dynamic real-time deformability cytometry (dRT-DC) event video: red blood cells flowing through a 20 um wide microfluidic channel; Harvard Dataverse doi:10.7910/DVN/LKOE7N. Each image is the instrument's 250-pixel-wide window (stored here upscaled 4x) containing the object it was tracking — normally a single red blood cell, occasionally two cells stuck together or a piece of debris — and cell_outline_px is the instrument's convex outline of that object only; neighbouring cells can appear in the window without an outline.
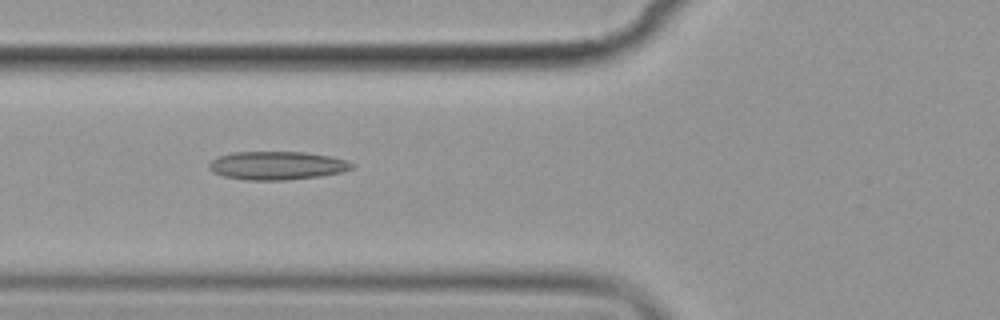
{"species": "common noctule bat (a hibernating species)", "species_latin": "Nyctalus noctula", "temperature_condition": "cold", "stored_images_in_passage": 14, "camera_frame_rate_fps": 3000, "um_per_image_px": 0.085, "animal": {"sex": "female", "body_mass_g": 19.9}, "frame": {"image": 1, "passage_image": 5, "time_ms": 5.333, "image_size_px": [1000, 320], "cell_outline_px": [[356, 164], [352, 168], [340, 172], [320, 176], [284, 180], [244, 180], [224, 176], [212, 172], [208, 168], [208, 164], [212, 160], [220, 156], [232, 152], [304, 152], [328, 156], [344, 160]], "centroid_in_image_um": [23.5, 14.07], "position_along_channel_um": 102.3, "area_um2": 23.47}}
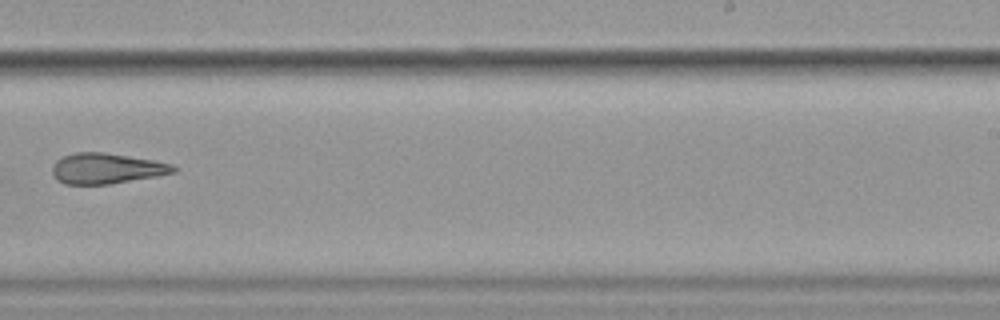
{"frame": {"image": 2, "passage_image": 9, "time_ms": 10.333, "image_size_px": [1000, 320], "cell_outline_px": [[176, 172], [156, 176], [108, 184], [64, 184], [56, 180], [52, 176], [52, 164], [56, 160], [64, 156], [76, 152], [104, 152], [152, 160], [172, 164], [176, 168]], "centroid_in_image_um": [8.99, 14.32], "position_along_channel_um": 280.0, "area_um2": 21.5}}
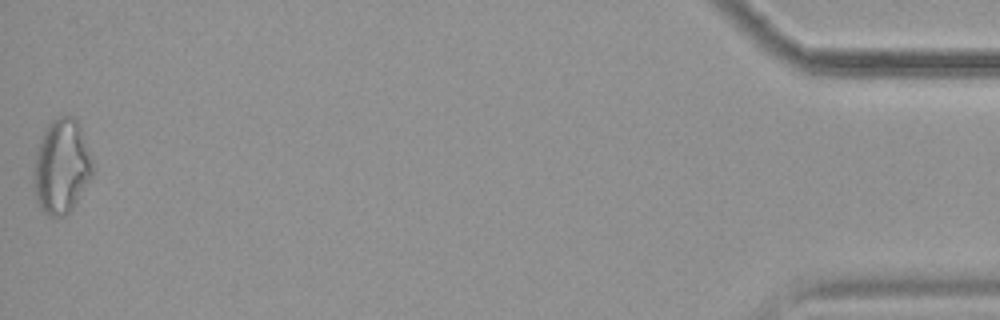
{"frame": {"image": 3, "passage_image": 14, "time_ms": 17.0, "image_size_px": [1000, 320], "cell_outline_px": [[92, 176], [68, 212], [64, 216], [48, 216], [40, 208], [36, 200], [32, 188], [36, 152], [40, 140], [48, 124], [52, 120], [60, 116], [72, 116], [80, 124], [92, 160]], "centroid_in_image_um": [5.2, 14.14], "position_along_channel_um": 430.0, "area_um2": 32.14}, "authors_computed_cell_mechanics": {"area_um2": 23.2645, "velocity_mm_per_s": 3.5651, "shape_relaxation_time_tau1_ms": null, "shape_relaxation_time_tau2_ms": 3.8853, "deformation_change_tau1": null, "deformation_change_tau2": 0.1297}}